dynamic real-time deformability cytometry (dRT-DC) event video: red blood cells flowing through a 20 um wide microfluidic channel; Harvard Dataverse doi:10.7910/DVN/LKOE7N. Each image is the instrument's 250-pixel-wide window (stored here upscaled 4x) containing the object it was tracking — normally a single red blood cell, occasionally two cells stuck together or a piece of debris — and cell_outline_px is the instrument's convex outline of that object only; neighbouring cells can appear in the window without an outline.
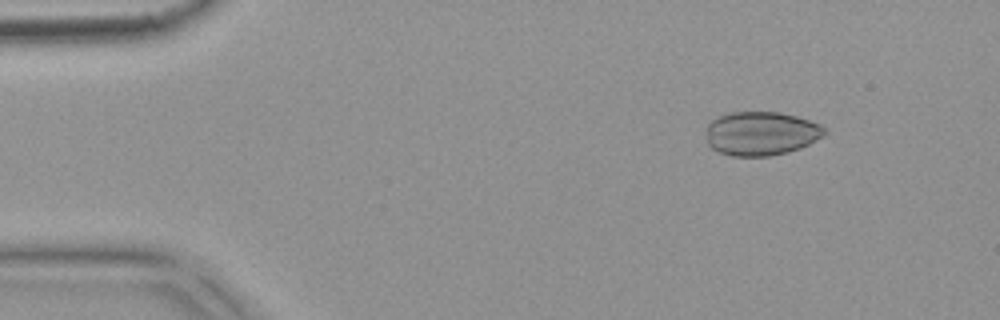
{"species": "common noctule bat (a hibernating species)", "species_latin": "Nyctalus noctula", "temperature_condition": "warm", "stored_images_in_passage": 5, "camera_frame_rate_fps": 3000, "um_per_image_px": 0.085, "animal": {"sex": "female", "body_mass_g": 18.4}, "frame": {"image": 1, "passage_image": 2, "time_ms": 0.333, "image_size_px": [1000, 320], "cell_outline_px": [[828, 132], [808, 144], [800, 148], [788, 152], [768, 156], [732, 156], [720, 152], [712, 148], [708, 144], [708, 124], [712, 120], [720, 116], [732, 112], [780, 112], [796, 116], [820, 124]], "centroid_in_image_um": [64.71, 11.34], "position_along_channel_um": 20.3, "area_um2": 30.0}}